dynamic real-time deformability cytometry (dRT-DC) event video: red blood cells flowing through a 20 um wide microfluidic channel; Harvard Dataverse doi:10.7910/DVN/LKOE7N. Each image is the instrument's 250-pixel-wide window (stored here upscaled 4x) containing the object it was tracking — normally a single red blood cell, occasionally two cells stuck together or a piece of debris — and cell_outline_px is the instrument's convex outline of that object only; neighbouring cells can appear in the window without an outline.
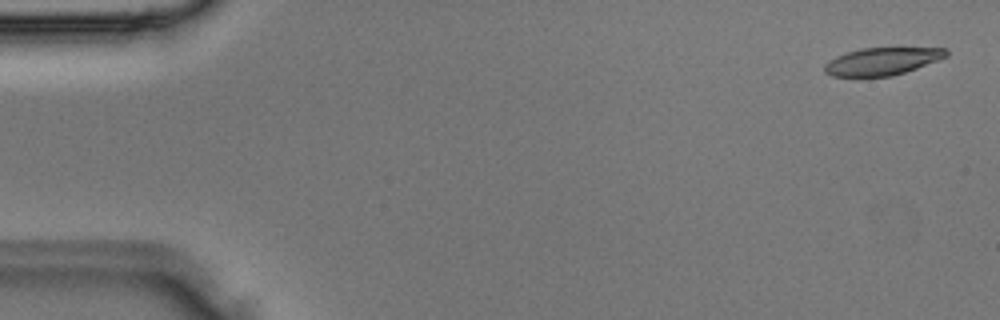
{"species": "Egyptian fruit bat (a non-hibernating species)", "species_latin": "Rousettus aegyptiacus", "temperature_condition": "room temperature", "stored_images_in_passage": 3, "camera_frame_rate_fps": 3000, "um_per_image_px": 0.085, "animal": {"sex": "male"}, "frame": {"image": 1, "passage_image": 1, "time_ms": 0.0, "image_size_px": [1000, 320], "cell_outline_px": [[948, 56], [916, 68], [892, 76], [856, 80], [832, 76], [824, 72], [824, 64], [836, 56], [860, 48], [948, 48]], "centroid_in_image_um": [74.89, 5.26], "position_along_channel_um": 10.1, "area_um2": 20.17}}